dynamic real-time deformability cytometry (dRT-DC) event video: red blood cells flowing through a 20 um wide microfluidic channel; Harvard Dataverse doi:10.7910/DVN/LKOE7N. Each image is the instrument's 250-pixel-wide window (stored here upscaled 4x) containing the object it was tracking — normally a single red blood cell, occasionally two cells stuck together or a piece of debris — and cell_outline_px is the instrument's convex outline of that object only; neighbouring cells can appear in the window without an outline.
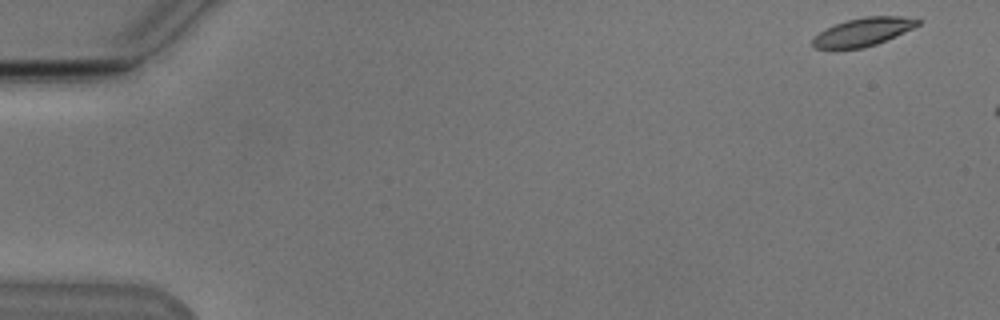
{"species": "Egyptian fruit bat (a non-hibernating species)", "species_latin": "Rousettus aegyptiacus", "temperature_condition": "cold", "stored_images_in_passage": 15, "camera_frame_rate_fps": 3000, "um_per_image_px": 0.085, "animal": {"sex": "male"}, "frame": {"image": 1, "passage_image": 1, "time_ms": 0.0, "image_size_px": [1000, 320], "cell_outline_px": [[920, 24], [912, 28], [876, 44], [864, 48], [812, 48], [812, 40], [820, 32], [844, 20], [864, 16], [900, 16], [920, 20]], "centroid_in_image_um": [73.35, 2.7], "position_along_channel_um": 11.7, "area_um2": 16.94}}